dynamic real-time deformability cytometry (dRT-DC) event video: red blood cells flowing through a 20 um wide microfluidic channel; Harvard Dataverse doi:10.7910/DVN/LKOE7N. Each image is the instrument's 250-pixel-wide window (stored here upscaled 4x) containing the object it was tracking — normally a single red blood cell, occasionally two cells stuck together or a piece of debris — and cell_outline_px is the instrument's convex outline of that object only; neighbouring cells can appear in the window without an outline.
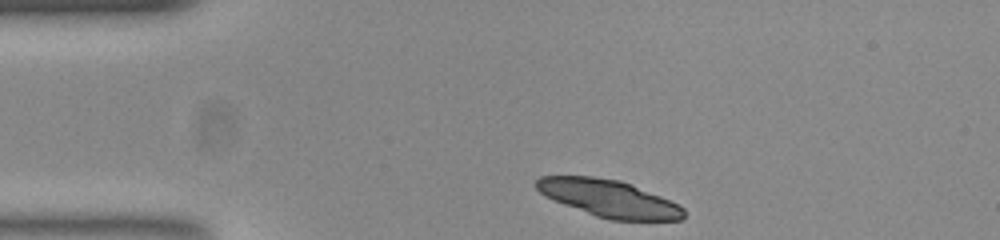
{"species": "common noctule bat (a hibernating species)", "species_latin": "Nyctalus noctula", "temperature_condition": "room temperature", "stored_images_in_passage": 35, "camera_frame_rate_fps": 3000, "um_per_image_px": 0.085, "animal": {"sex": "female", "body_mass_g": 23.0, "forearm_length_mm": 53.4}, "frame": {"image": 1, "passage_image": 1, "time_ms": 0.0, "image_size_px": [1000, 240], "cell_outline_px": [[684, 216], [680, 220], [608, 220], [596, 216], [564, 204], [540, 192], [536, 188], [536, 180], [540, 176], [592, 176], [616, 180], [628, 184], [668, 200], [684, 208]], "centroid_in_image_um": [51.73, 16.87], "position_along_channel_um": 33.3, "area_um2": 31.04}}